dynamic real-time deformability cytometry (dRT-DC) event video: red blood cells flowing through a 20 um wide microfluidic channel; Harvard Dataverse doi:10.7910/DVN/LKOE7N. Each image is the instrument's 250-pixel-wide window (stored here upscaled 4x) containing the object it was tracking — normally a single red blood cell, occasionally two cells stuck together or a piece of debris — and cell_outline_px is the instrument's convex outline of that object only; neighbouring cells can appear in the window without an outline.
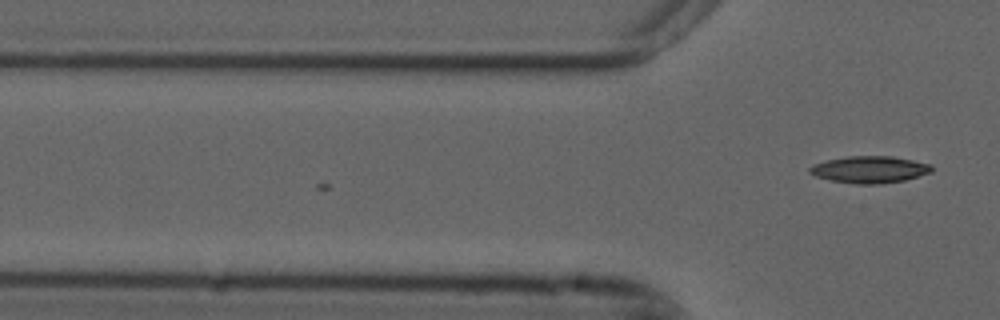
{"species": "common noctule bat (a hibernating species)", "species_latin": "Nyctalus noctula", "temperature_condition": "cold", "stored_images_in_passage": 3, "camera_frame_rate_fps": 3000, "um_per_image_px": 0.085, "animal": {"sex": "male", "forearm_length_mm": 52.5}, "frame": {"image": 1, "passage_image": 3, "time_ms": 0.667, "image_size_px": [1000, 320], "cell_outline_px": [[932, 172], [904, 180], [880, 184], [856, 184], [832, 180], [816, 176], [808, 172], [808, 168], [812, 164], [828, 160], [848, 156], [892, 156], [932, 164]], "centroid_in_image_um": [73.92, 14.4], "position_along_channel_um": 51.9, "area_um2": 19.07}}